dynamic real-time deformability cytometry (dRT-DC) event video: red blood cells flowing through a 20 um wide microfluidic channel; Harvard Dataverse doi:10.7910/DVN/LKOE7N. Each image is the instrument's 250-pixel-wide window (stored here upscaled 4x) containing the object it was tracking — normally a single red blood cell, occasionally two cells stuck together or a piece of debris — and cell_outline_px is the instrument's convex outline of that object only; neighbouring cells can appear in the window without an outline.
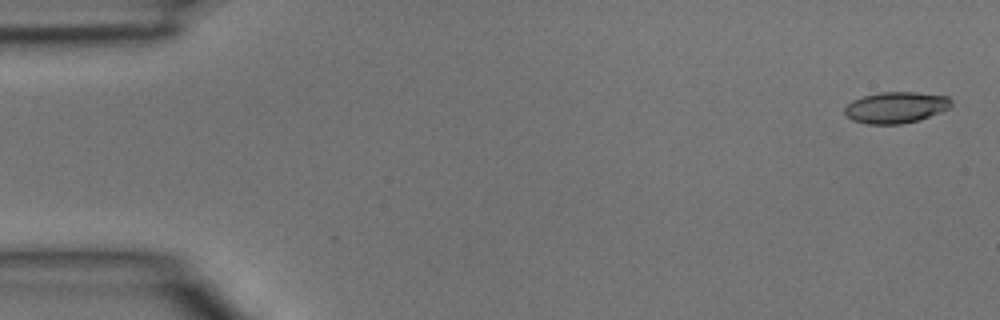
{"species": "common noctule bat (a hibernating species)", "species_latin": "Nyctalus noctula", "temperature_condition": "room temperature", "stored_images_in_passage": 3, "camera_frame_rate_fps": 3000, "um_per_image_px": 0.085, "animal": {"sex": "male", "body_mass_g": 15.6}, "frame": {"image": 1, "passage_image": 1, "time_ms": 0.0, "image_size_px": [1000, 320], "cell_outline_px": [[952, 104], [948, 108], [940, 112], [920, 120], [900, 124], [868, 124], [852, 120], [844, 112], [844, 108], [852, 100], [864, 96], [880, 92], [916, 92], [948, 96], [952, 100]], "centroid_in_image_um": [76.16, 9.13], "position_along_channel_um": 8.8, "area_um2": 19.42}}